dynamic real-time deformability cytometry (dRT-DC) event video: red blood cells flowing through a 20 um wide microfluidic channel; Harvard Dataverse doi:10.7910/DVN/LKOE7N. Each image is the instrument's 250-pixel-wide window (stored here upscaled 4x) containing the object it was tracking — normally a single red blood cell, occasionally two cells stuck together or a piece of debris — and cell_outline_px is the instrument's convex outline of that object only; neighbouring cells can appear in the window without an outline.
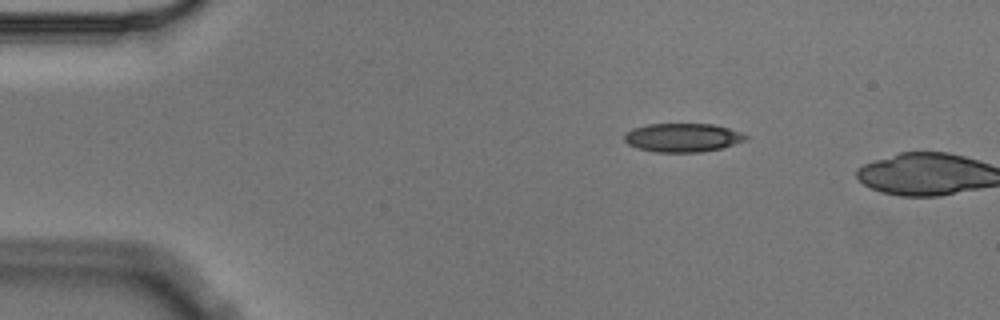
{"species": "Egyptian fruit bat (a non-hibernating species)", "species_latin": "Rousettus aegyptiacus", "temperature_condition": "cold", "stored_images_in_passage": 4, "camera_frame_rate_fps": 3000, "um_per_image_px": 0.085, "animal": {"sex": "male"}, "frame": {"image": 1, "passage_image": 4, "time_ms": 1.0, "image_size_px": [1000, 320], "cell_outline_px": [[748, 140], [720, 148], [700, 152], [656, 152], [640, 148], [628, 144], [624, 140], [624, 136], [632, 128], [648, 124], [712, 124], [728, 128], [740, 132], [748, 136]], "centroid_in_image_um": [58.04, 11.69], "position_along_channel_um": 27.0, "area_um2": 20.11}}